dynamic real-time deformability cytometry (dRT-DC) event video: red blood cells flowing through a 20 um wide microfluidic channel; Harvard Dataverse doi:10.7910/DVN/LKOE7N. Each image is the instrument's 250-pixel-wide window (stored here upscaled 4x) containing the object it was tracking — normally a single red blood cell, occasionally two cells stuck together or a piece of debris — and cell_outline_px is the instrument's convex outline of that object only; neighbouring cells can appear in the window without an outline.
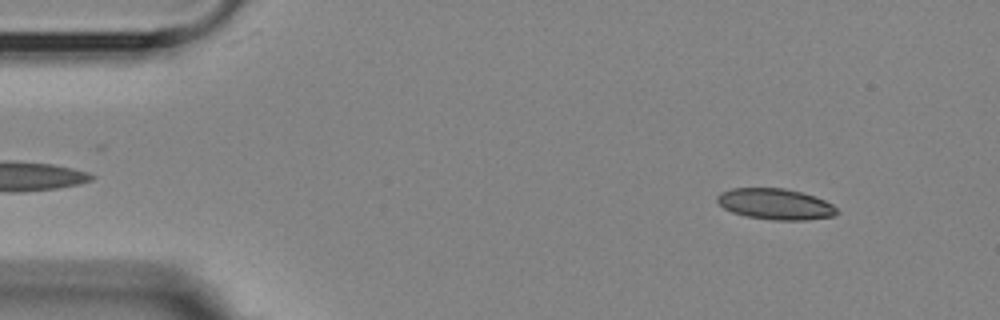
{"species": "Egyptian fruit bat (a non-hibernating species)", "species_latin": "Rousettus aegyptiacus", "temperature_condition": "room temperature", "stored_images_in_passage": 9, "camera_frame_rate_fps": 3000, "um_per_image_px": 0.085, "animal": {"sex": "female"}, "frame": {"image": 1, "passage_image": 1, "time_ms": 0.0, "image_size_px": [1000, 320], "cell_outline_px": [[840, 212], [836, 216], [808, 220], [772, 220], [748, 216], [732, 212], [724, 208], [716, 200], [716, 196], [720, 192], [732, 188], [784, 188], [800, 192], [824, 200], [832, 204]], "centroid_in_image_um": [65.92, 17.35], "position_along_channel_um": 19.1, "area_um2": 21.62}}
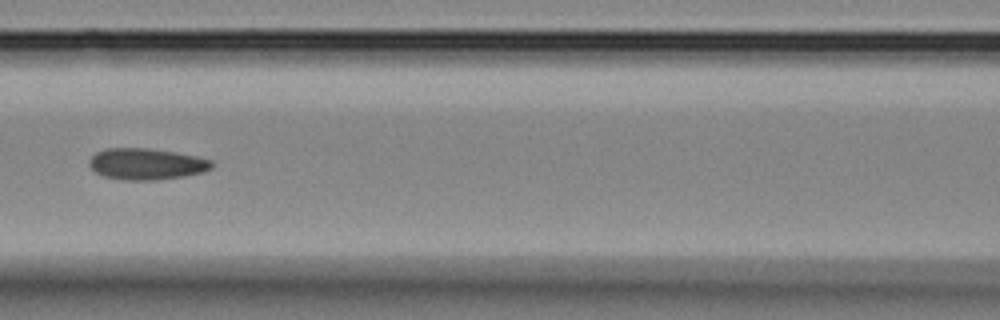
{"frame": {"image": 2, "passage_image": 6, "time_ms": 6.0, "image_size_px": [1000, 320], "cell_outline_px": [[212, 168], [200, 172], [184, 176], [156, 180], [124, 180], [104, 176], [96, 172], [88, 164], [88, 160], [96, 152], [108, 148], [148, 148], [176, 152], [196, 156], [212, 160]], "centroid_in_image_um": [12.42, 13.93], "position_along_channel_um": 154.2, "area_um2": 22.31}}
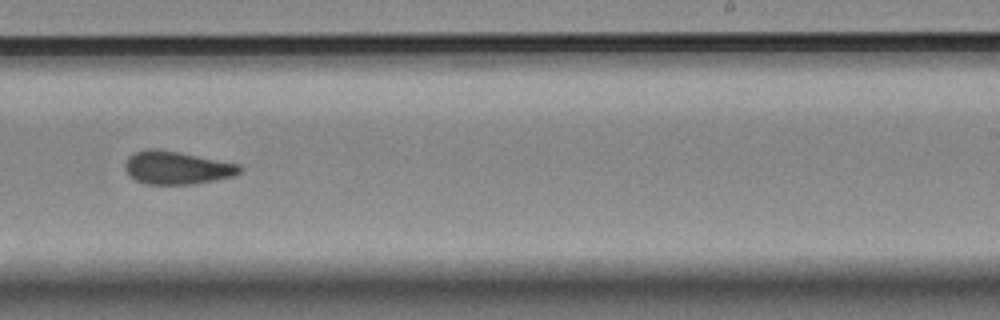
{"frame": {"image": 3, "passage_image": 9, "time_ms": 9.333, "image_size_px": [1000, 320], "cell_outline_px": [[240, 172], [236, 176], [216, 180], [192, 184], [144, 184], [136, 180], [124, 168], [124, 164], [128, 156], [136, 152], [148, 148], [156, 148], [180, 152], [240, 164]], "centroid_in_image_um": [15.04, 14.25], "position_along_channel_um": 274.0, "area_um2": 22.14}}